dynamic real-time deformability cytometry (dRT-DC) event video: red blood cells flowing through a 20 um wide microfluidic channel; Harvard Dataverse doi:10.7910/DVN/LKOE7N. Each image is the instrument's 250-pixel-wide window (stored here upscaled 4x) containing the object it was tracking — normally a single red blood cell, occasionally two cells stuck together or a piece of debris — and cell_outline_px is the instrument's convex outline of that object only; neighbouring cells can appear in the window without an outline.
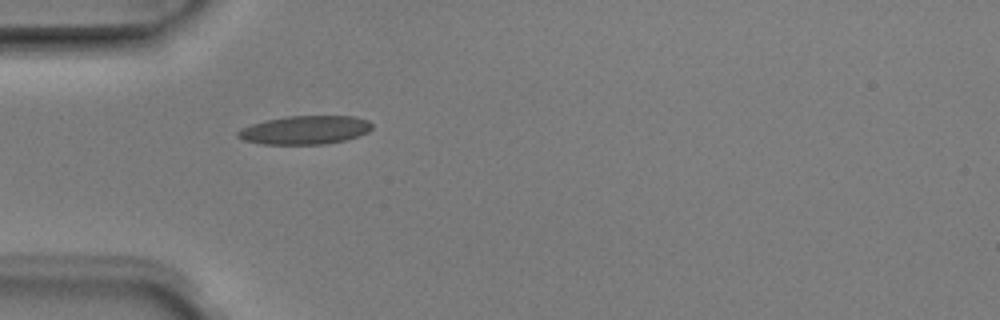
{"species": "Egyptian fruit bat (a non-hibernating species)", "species_latin": "Rousettus aegyptiacus", "temperature_condition": "room temperature", "stored_images_in_passage": 1, "camera_frame_rate_fps": 3000, "um_per_image_px": 0.085, "animal": {"sex": "male"}, "frame": {"image": 1, "passage_image": 1, "time_ms": 0.0, "image_size_px": [1000, 320], "cell_outline_px": [[372, 128], [368, 132], [344, 140], [324, 144], [264, 144], [244, 140], [236, 136], [236, 132], [240, 128], [264, 120], [288, 116], [352, 116], [368, 120], [372, 124]], "centroid_in_image_um": [25.89, 11.04], "position_along_channel_um": 59.1, "area_um2": 22.25}}